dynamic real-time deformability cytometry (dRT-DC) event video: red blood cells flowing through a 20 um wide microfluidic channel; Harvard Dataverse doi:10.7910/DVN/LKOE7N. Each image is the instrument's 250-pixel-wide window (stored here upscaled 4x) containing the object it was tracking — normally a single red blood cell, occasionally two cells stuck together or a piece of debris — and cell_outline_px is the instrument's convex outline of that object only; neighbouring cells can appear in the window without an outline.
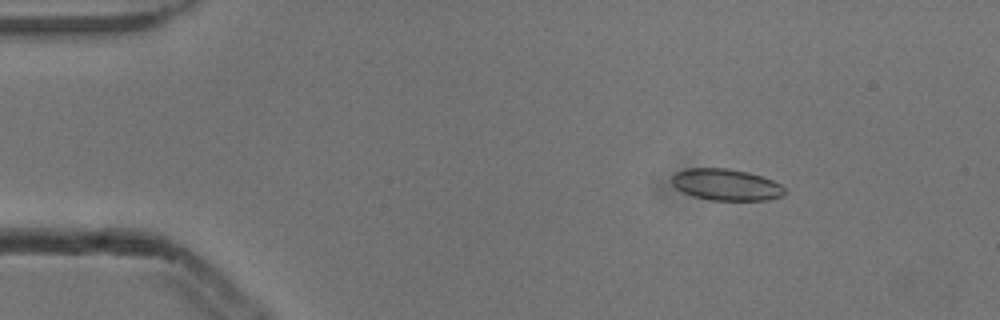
{"species": "common noctule bat (a hibernating species)", "species_latin": "Nyctalus noctula", "temperature_condition": "cold", "stored_images_in_passage": 5, "camera_frame_rate_fps": 3000, "um_per_image_px": 0.085, "animal": {"sex": "male", "body_mass_g": 13.3}, "frame": {"image": 1, "passage_image": 2, "time_ms": 0.333, "image_size_px": [1000, 320], "cell_outline_px": [[788, 192], [784, 196], [768, 200], [712, 200], [692, 196], [676, 188], [672, 184], [672, 176], [676, 172], [688, 168], [728, 168], [748, 172], [772, 180], [780, 184]], "centroid_in_image_um": [61.74, 15.7], "position_along_channel_um": 23.3, "area_um2": 20.81}}